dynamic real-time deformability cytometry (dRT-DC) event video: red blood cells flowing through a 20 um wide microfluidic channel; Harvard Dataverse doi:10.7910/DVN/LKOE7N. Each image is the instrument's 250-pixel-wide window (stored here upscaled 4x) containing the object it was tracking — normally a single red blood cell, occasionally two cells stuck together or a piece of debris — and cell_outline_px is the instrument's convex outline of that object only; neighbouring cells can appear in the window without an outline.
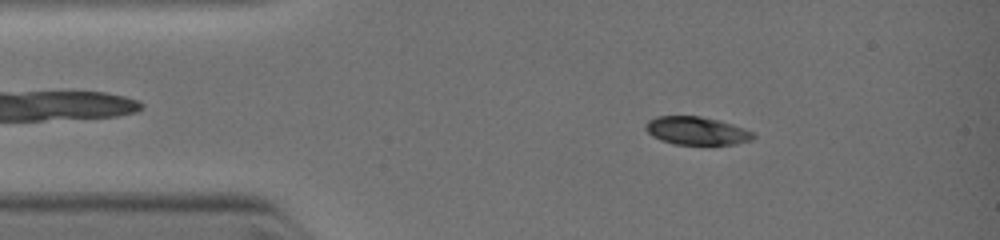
{"species": "common noctule bat (a hibernating species)", "species_latin": "Nyctalus noctula", "temperature_condition": "warm", "stored_images_in_passage": 4, "camera_frame_rate_fps": 3000, "um_per_image_px": 0.085, "animal": {"sex": "female", "body_mass_g": 19.0, "forearm_length_mm": 51.5}, "frame": {"image": 1, "passage_image": 3, "time_ms": 1.333, "image_size_px": [1000, 240], "cell_outline_px": [[756, 136], [752, 140], [736, 144], [672, 144], [660, 140], [652, 136], [644, 128], [648, 120], [660, 116], [700, 116], [716, 120], [752, 132]], "centroid_in_image_um": [59.16, 11.13], "position_along_channel_um": 25.8, "area_um2": 17.28}}